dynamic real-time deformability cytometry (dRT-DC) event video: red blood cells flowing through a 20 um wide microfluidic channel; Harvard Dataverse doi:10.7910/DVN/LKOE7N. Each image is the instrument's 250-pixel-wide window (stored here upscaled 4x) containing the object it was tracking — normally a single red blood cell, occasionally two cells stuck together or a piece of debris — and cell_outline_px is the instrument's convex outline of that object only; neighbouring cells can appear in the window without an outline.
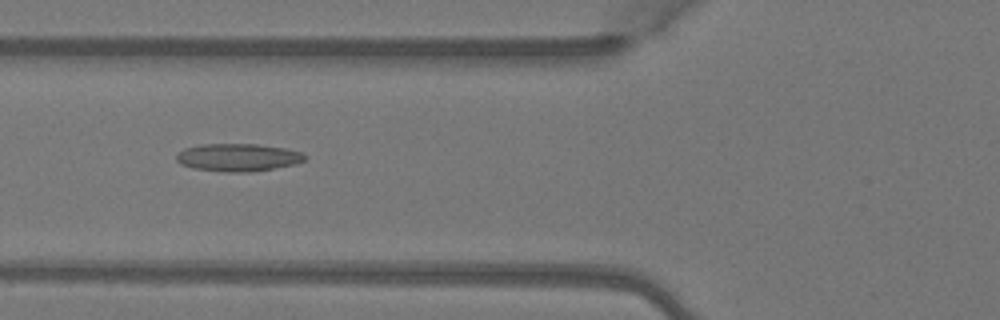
{"species": "Egyptian fruit bat (a non-hibernating species)", "species_latin": "Rousettus aegyptiacus", "temperature_condition": "warm", "stored_images_in_passage": 4, "camera_frame_rate_fps": 3000, "um_per_image_px": 0.085, "animal": {"sex": "female"}, "frame": {"image": 1, "passage_image": 4, "time_ms": 1.0, "image_size_px": [1000, 320], "cell_outline_px": [[308, 156], [304, 160], [292, 164], [252, 172], [224, 172], [192, 168], [180, 164], [176, 160], [176, 156], [184, 148], [200, 144], [260, 144], [284, 148], [300, 152]], "centroid_in_image_um": [20.19, 13.38], "position_along_channel_um": 105.6, "area_um2": 20.69}}